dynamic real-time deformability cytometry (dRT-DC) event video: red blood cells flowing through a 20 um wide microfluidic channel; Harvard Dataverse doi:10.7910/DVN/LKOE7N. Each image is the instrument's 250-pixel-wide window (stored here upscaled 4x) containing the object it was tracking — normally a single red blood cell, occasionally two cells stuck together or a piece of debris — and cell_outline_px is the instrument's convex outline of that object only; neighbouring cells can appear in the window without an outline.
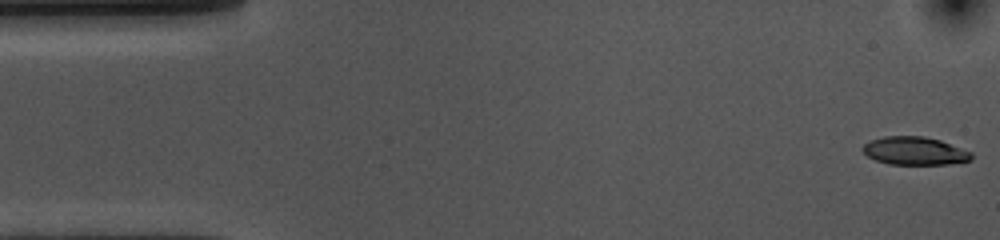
{"species": "common noctule bat (a hibernating species)", "species_latin": "Nyctalus noctula", "temperature_condition": "cold", "stored_images_in_passage": 54, "camera_frame_rate_fps": 3000, "um_per_image_px": 0.085, "animal": {"sex": "female", "body_mass_g": 10.0, "forearm_length_mm": 53.1}, "frame": {"image": 1, "passage_image": 1, "time_ms": 0.0, "image_size_px": [1000, 240], "cell_outline_px": [[972, 160], [948, 164], [888, 164], [876, 160], [868, 156], [860, 148], [864, 144], [872, 140], [884, 136], [924, 136], [940, 140], [972, 152]], "centroid_in_image_um": [77.75, 12.82], "position_along_channel_um": 7.3, "area_um2": 17.74}}
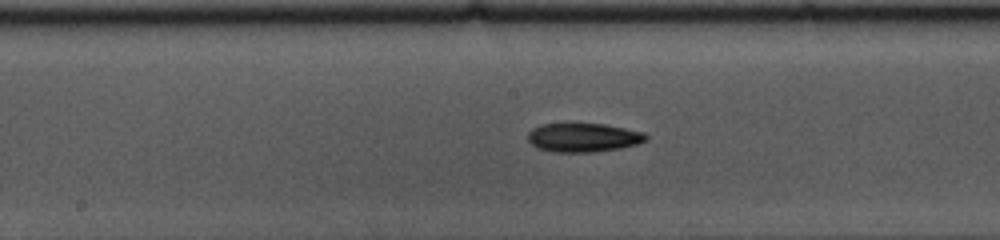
{"frame": {"image": 2, "passage_image": 26, "time_ms": 8.333, "image_size_px": [1000, 240], "cell_outline_px": [[648, 140], [636, 144], [620, 148], [596, 152], [552, 152], [536, 148], [528, 140], [528, 132], [532, 128], [544, 124], [604, 124], [644, 132], [648, 136]], "centroid_in_image_um": [49.58, 11.7], "position_along_channel_um": 198.6, "area_um2": 19.88}}
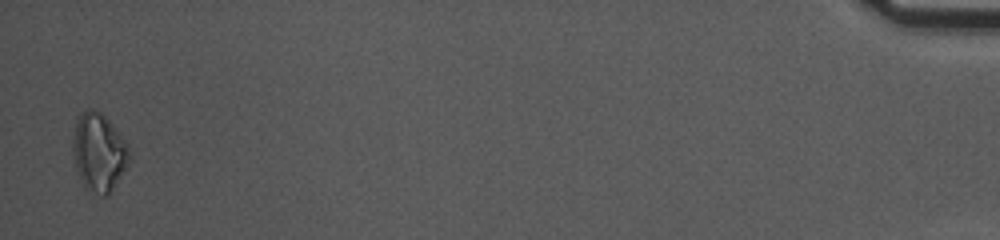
{"frame": {"image": 3, "passage_image": 53, "time_ms": 17.333, "image_size_px": [1000, 240], "cell_outline_px": [[132, 160], [108, 196], [100, 196], [84, 188], [76, 168], [72, 152], [72, 140], [76, 116], [80, 112], [88, 108], [92, 108], [100, 112], [112, 124], [128, 144], [132, 156]], "centroid_in_image_um": [8.41, 12.94], "position_along_channel_um": 426.8, "area_um2": 26.41}, "authors_computed_cell_mechanics": {"area_um2": 19.2474, "velocity_mm_per_s": 3.6168, "shape_relaxation_time_tau1_ms": 2.483, "shape_relaxation_time_tau2_ms": null, "deformation_change_tau1": 0.0951, "deformation_change_tau2": null}}